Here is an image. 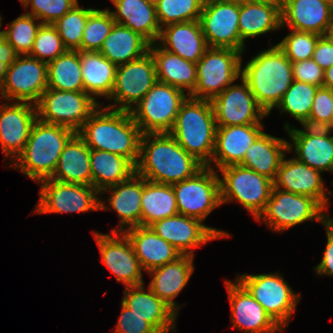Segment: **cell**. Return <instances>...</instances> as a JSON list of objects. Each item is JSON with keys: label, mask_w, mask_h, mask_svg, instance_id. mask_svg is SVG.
<instances>
[{"label": "cell", "mask_w": 333, "mask_h": 333, "mask_svg": "<svg viewBox=\"0 0 333 333\" xmlns=\"http://www.w3.org/2000/svg\"><path fill=\"white\" fill-rule=\"evenodd\" d=\"M202 167L169 132L142 135L136 173L146 180L173 185L192 177Z\"/></svg>", "instance_id": "obj_1"}, {"label": "cell", "mask_w": 333, "mask_h": 333, "mask_svg": "<svg viewBox=\"0 0 333 333\" xmlns=\"http://www.w3.org/2000/svg\"><path fill=\"white\" fill-rule=\"evenodd\" d=\"M101 107L102 104L85 121L77 134L90 149L121 155L136 166L143 133L129 111Z\"/></svg>", "instance_id": "obj_2"}, {"label": "cell", "mask_w": 333, "mask_h": 333, "mask_svg": "<svg viewBox=\"0 0 333 333\" xmlns=\"http://www.w3.org/2000/svg\"><path fill=\"white\" fill-rule=\"evenodd\" d=\"M241 78L269 115L293 82L292 62L276 44L251 58L241 69Z\"/></svg>", "instance_id": "obj_3"}, {"label": "cell", "mask_w": 333, "mask_h": 333, "mask_svg": "<svg viewBox=\"0 0 333 333\" xmlns=\"http://www.w3.org/2000/svg\"><path fill=\"white\" fill-rule=\"evenodd\" d=\"M217 125L210 100L188 97L180 106L169 133L203 166L211 165Z\"/></svg>", "instance_id": "obj_4"}, {"label": "cell", "mask_w": 333, "mask_h": 333, "mask_svg": "<svg viewBox=\"0 0 333 333\" xmlns=\"http://www.w3.org/2000/svg\"><path fill=\"white\" fill-rule=\"evenodd\" d=\"M75 133L66 126L47 124L37 119L22 153L10 167L15 166L37 182L50 178L65 144Z\"/></svg>", "instance_id": "obj_5"}, {"label": "cell", "mask_w": 333, "mask_h": 333, "mask_svg": "<svg viewBox=\"0 0 333 333\" xmlns=\"http://www.w3.org/2000/svg\"><path fill=\"white\" fill-rule=\"evenodd\" d=\"M241 51L209 47L196 63L197 82L188 97L212 100L241 77Z\"/></svg>", "instance_id": "obj_6"}, {"label": "cell", "mask_w": 333, "mask_h": 333, "mask_svg": "<svg viewBox=\"0 0 333 333\" xmlns=\"http://www.w3.org/2000/svg\"><path fill=\"white\" fill-rule=\"evenodd\" d=\"M187 97L183 90L157 81L130 114L143 134L169 132Z\"/></svg>", "instance_id": "obj_7"}, {"label": "cell", "mask_w": 333, "mask_h": 333, "mask_svg": "<svg viewBox=\"0 0 333 333\" xmlns=\"http://www.w3.org/2000/svg\"><path fill=\"white\" fill-rule=\"evenodd\" d=\"M221 203L237 200L255 219L264 211L273 188V181L240 165L219 169Z\"/></svg>", "instance_id": "obj_8"}, {"label": "cell", "mask_w": 333, "mask_h": 333, "mask_svg": "<svg viewBox=\"0 0 333 333\" xmlns=\"http://www.w3.org/2000/svg\"><path fill=\"white\" fill-rule=\"evenodd\" d=\"M326 210L312 197L272 188L264 211L256 219L273 231L283 232L305 221H319L324 224L330 217Z\"/></svg>", "instance_id": "obj_9"}, {"label": "cell", "mask_w": 333, "mask_h": 333, "mask_svg": "<svg viewBox=\"0 0 333 333\" xmlns=\"http://www.w3.org/2000/svg\"><path fill=\"white\" fill-rule=\"evenodd\" d=\"M100 106L84 91L48 89L36 104L38 120L47 124L62 125L77 132Z\"/></svg>", "instance_id": "obj_10"}, {"label": "cell", "mask_w": 333, "mask_h": 333, "mask_svg": "<svg viewBox=\"0 0 333 333\" xmlns=\"http://www.w3.org/2000/svg\"><path fill=\"white\" fill-rule=\"evenodd\" d=\"M36 214L76 213L109 210L92 186L64 183L50 178L41 180Z\"/></svg>", "instance_id": "obj_11"}, {"label": "cell", "mask_w": 333, "mask_h": 333, "mask_svg": "<svg viewBox=\"0 0 333 333\" xmlns=\"http://www.w3.org/2000/svg\"><path fill=\"white\" fill-rule=\"evenodd\" d=\"M236 279L282 329L290 323L300 295L292 291L279 273L243 274Z\"/></svg>", "instance_id": "obj_12"}, {"label": "cell", "mask_w": 333, "mask_h": 333, "mask_svg": "<svg viewBox=\"0 0 333 333\" xmlns=\"http://www.w3.org/2000/svg\"><path fill=\"white\" fill-rule=\"evenodd\" d=\"M178 213L201 221L222 205L220 178L211 166H203L192 177L172 185Z\"/></svg>", "instance_id": "obj_13"}, {"label": "cell", "mask_w": 333, "mask_h": 333, "mask_svg": "<svg viewBox=\"0 0 333 333\" xmlns=\"http://www.w3.org/2000/svg\"><path fill=\"white\" fill-rule=\"evenodd\" d=\"M156 82V66L150 51L138 59L118 65L109 97L114 100V104L106 107L130 112Z\"/></svg>", "instance_id": "obj_14"}, {"label": "cell", "mask_w": 333, "mask_h": 333, "mask_svg": "<svg viewBox=\"0 0 333 333\" xmlns=\"http://www.w3.org/2000/svg\"><path fill=\"white\" fill-rule=\"evenodd\" d=\"M48 88L47 63L29 55H17L0 88L2 100L36 105Z\"/></svg>", "instance_id": "obj_15"}, {"label": "cell", "mask_w": 333, "mask_h": 333, "mask_svg": "<svg viewBox=\"0 0 333 333\" xmlns=\"http://www.w3.org/2000/svg\"><path fill=\"white\" fill-rule=\"evenodd\" d=\"M158 236L178 249L182 255H194V249L208 241L231 237L225 231L206 226L202 221L179 213L149 226Z\"/></svg>", "instance_id": "obj_16"}, {"label": "cell", "mask_w": 333, "mask_h": 333, "mask_svg": "<svg viewBox=\"0 0 333 333\" xmlns=\"http://www.w3.org/2000/svg\"><path fill=\"white\" fill-rule=\"evenodd\" d=\"M241 80V85L232 84L211 100L217 127L262 124L268 115Z\"/></svg>", "instance_id": "obj_17"}, {"label": "cell", "mask_w": 333, "mask_h": 333, "mask_svg": "<svg viewBox=\"0 0 333 333\" xmlns=\"http://www.w3.org/2000/svg\"><path fill=\"white\" fill-rule=\"evenodd\" d=\"M240 5L205 0L200 24L208 47L240 51Z\"/></svg>", "instance_id": "obj_18"}, {"label": "cell", "mask_w": 333, "mask_h": 333, "mask_svg": "<svg viewBox=\"0 0 333 333\" xmlns=\"http://www.w3.org/2000/svg\"><path fill=\"white\" fill-rule=\"evenodd\" d=\"M98 244L102 263L125 287L144 284L142 267L128 237L123 232L102 234L93 232Z\"/></svg>", "instance_id": "obj_19"}, {"label": "cell", "mask_w": 333, "mask_h": 333, "mask_svg": "<svg viewBox=\"0 0 333 333\" xmlns=\"http://www.w3.org/2000/svg\"><path fill=\"white\" fill-rule=\"evenodd\" d=\"M37 119L36 105L27 102L0 104V146L4 158L11 156L15 161L22 153Z\"/></svg>", "instance_id": "obj_20"}, {"label": "cell", "mask_w": 333, "mask_h": 333, "mask_svg": "<svg viewBox=\"0 0 333 333\" xmlns=\"http://www.w3.org/2000/svg\"><path fill=\"white\" fill-rule=\"evenodd\" d=\"M304 130L290 127L288 123L284 128L291 142H288V151L294 146L295 158L313 169L333 172V135L326 128H312L302 125Z\"/></svg>", "instance_id": "obj_21"}, {"label": "cell", "mask_w": 333, "mask_h": 333, "mask_svg": "<svg viewBox=\"0 0 333 333\" xmlns=\"http://www.w3.org/2000/svg\"><path fill=\"white\" fill-rule=\"evenodd\" d=\"M225 284L231 305L232 328L242 330L245 333L282 331V328L237 279L234 283L225 280Z\"/></svg>", "instance_id": "obj_22"}, {"label": "cell", "mask_w": 333, "mask_h": 333, "mask_svg": "<svg viewBox=\"0 0 333 333\" xmlns=\"http://www.w3.org/2000/svg\"><path fill=\"white\" fill-rule=\"evenodd\" d=\"M321 171L311 168L296 158L281 161L273 187L285 192L310 196L315 199L326 211L329 205L328 195L325 191ZM332 193V194H331Z\"/></svg>", "instance_id": "obj_23"}, {"label": "cell", "mask_w": 333, "mask_h": 333, "mask_svg": "<svg viewBox=\"0 0 333 333\" xmlns=\"http://www.w3.org/2000/svg\"><path fill=\"white\" fill-rule=\"evenodd\" d=\"M332 13L328 0H281L282 27L291 30L326 35Z\"/></svg>", "instance_id": "obj_24"}, {"label": "cell", "mask_w": 333, "mask_h": 333, "mask_svg": "<svg viewBox=\"0 0 333 333\" xmlns=\"http://www.w3.org/2000/svg\"><path fill=\"white\" fill-rule=\"evenodd\" d=\"M263 127V124L217 127L211 160V163L215 162V170L218 171L229 165H238L247 148L263 132Z\"/></svg>", "instance_id": "obj_25"}, {"label": "cell", "mask_w": 333, "mask_h": 333, "mask_svg": "<svg viewBox=\"0 0 333 333\" xmlns=\"http://www.w3.org/2000/svg\"><path fill=\"white\" fill-rule=\"evenodd\" d=\"M123 233L128 237L142 269L147 272L182 256L178 249L150 227L135 226L125 229Z\"/></svg>", "instance_id": "obj_26"}, {"label": "cell", "mask_w": 333, "mask_h": 333, "mask_svg": "<svg viewBox=\"0 0 333 333\" xmlns=\"http://www.w3.org/2000/svg\"><path fill=\"white\" fill-rule=\"evenodd\" d=\"M143 285L125 287L122 303L145 318L159 333L174 331L178 314L150 288L146 292Z\"/></svg>", "instance_id": "obj_27"}, {"label": "cell", "mask_w": 333, "mask_h": 333, "mask_svg": "<svg viewBox=\"0 0 333 333\" xmlns=\"http://www.w3.org/2000/svg\"><path fill=\"white\" fill-rule=\"evenodd\" d=\"M161 28L159 45L185 60L197 63L209 48L200 21L173 23Z\"/></svg>", "instance_id": "obj_28"}, {"label": "cell", "mask_w": 333, "mask_h": 333, "mask_svg": "<svg viewBox=\"0 0 333 333\" xmlns=\"http://www.w3.org/2000/svg\"><path fill=\"white\" fill-rule=\"evenodd\" d=\"M193 272V256L182 255L176 261L148 271L152 277L149 288L178 314L180 306L174 298L184 289Z\"/></svg>", "instance_id": "obj_29"}, {"label": "cell", "mask_w": 333, "mask_h": 333, "mask_svg": "<svg viewBox=\"0 0 333 333\" xmlns=\"http://www.w3.org/2000/svg\"><path fill=\"white\" fill-rule=\"evenodd\" d=\"M281 27V1H249L240 5V51L244 52L247 38H255Z\"/></svg>", "instance_id": "obj_30"}, {"label": "cell", "mask_w": 333, "mask_h": 333, "mask_svg": "<svg viewBox=\"0 0 333 333\" xmlns=\"http://www.w3.org/2000/svg\"><path fill=\"white\" fill-rule=\"evenodd\" d=\"M107 191L112 193L108 198V203L121 220L119 228L112 229V232H123L125 229L141 226L143 177L134 173L129 179L106 188L101 193Z\"/></svg>", "instance_id": "obj_31"}, {"label": "cell", "mask_w": 333, "mask_h": 333, "mask_svg": "<svg viewBox=\"0 0 333 333\" xmlns=\"http://www.w3.org/2000/svg\"><path fill=\"white\" fill-rule=\"evenodd\" d=\"M90 153L91 149L76 132L65 144L50 179L92 186Z\"/></svg>", "instance_id": "obj_32"}, {"label": "cell", "mask_w": 333, "mask_h": 333, "mask_svg": "<svg viewBox=\"0 0 333 333\" xmlns=\"http://www.w3.org/2000/svg\"><path fill=\"white\" fill-rule=\"evenodd\" d=\"M286 151L288 152L287 140L262 132L247 148L238 165L274 181Z\"/></svg>", "instance_id": "obj_33"}, {"label": "cell", "mask_w": 333, "mask_h": 333, "mask_svg": "<svg viewBox=\"0 0 333 333\" xmlns=\"http://www.w3.org/2000/svg\"><path fill=\"white\" fill-rule=\"evenodd\" d=\"M116 11H111L117 24L139 33L150 44L160 37L161 27L156 15V7L146 0H111Z\"/></svg>", "instance_id": "obj_34"}, {"label": "cell", "mask_w": 333, "mask_h": 333, "mask_svg": "<svg viewBox=\"0 0 333 333\" xmlns=\"http://www.w3.org/2000/svg\"><path fill=\"white\" fill-rule=\"evenodd\" d=\"M149 51L155 61L157 81L183 91L186 89L187 95L194 90L197 82L196 63L163 49L157 42L149 45Z\"/></svg>", "instance_id": "obj_35"}, {"label": "cell", "mask_w": 333, "mask_h": 333, "mask_svg": "<svg viewBox=\"0 0 333 333\" xmlns=\"http://www.w3.org/2000/svg\"><path fill=\"white\" fill-rule=\"evenodd\" d=\"M84 92L94 100L97 96H105L109 100L115 83L117 65L111 63L99 51L78 50Z\"/></svg>", "instance_id": "obj_36"}, {"label": "cell", "mask_w": 333, "mask_h": 333, "mask_svg": "<svg viewBox=\"0 0 333 333\" xmlns=\"http://www.w3.org/2000/svg\"><path fill=\"white\" fill-rule=\"evenodd\" d=\"M149 45L139 33L115 23L99 52L118 66L142 57L149 51Z\"/></svg>", "instance_id": "obj_37"}, {"label": "cell", "mask_w": 333, "mask_h": 333, "mask_svg": "<svg viewBox=\"0 0 333 333\" xmlns=\"http://www.w3.org/2000/svg\"><path fill=\"white\" fill-rule=\"evenodd\" d=\"M92 187L101 192L136 173V166L127 158L107 151L91 149Z\"/></svg>", "instance_id": "obj_38"}, {"label": "cell", "mask_w": 333, "mask_h": 333, "mask_svg": "<svg viewBox=\"0 0 333 333\" xmlns=\"http://www.w3.org/2000/svg\"><path fill=\"white\" fill-rule=\"evenodd\" d=\"M178 214L172 185L156 183L143 178L141 197V226L149 227L154 222Z\"/></svg>", "instance_id": "obj_39"}, {"label": "cell", "mask_w": 333, "mask_h": 333, "mask_svg": "<svg viewBox=\"0 0 333 333\" xmlns=\"http://www.w3.org/2000/svg\"><path fill=\"white\" fill-rule=\"evenodd\" d=\"M48 89L84 91L78 50H67L47 63Z\"/></svg>", "instance_id": "obj_40"}, {"label": "cell", "mask_w": 333, "mask_h": 333, "mask_svg": "<svg viewBox=\"0 0 333 333\" xmlns=\"http://www.w3.org/2000/svg\"><path fill=\"white\" fill-rule=\"evenodd\" d=\"M318 86L293 80L276 108L286 112L303 125L310 117L311 108Z\"/></svg>", "instance_id": "obj_41"}, {"label": "cell", "mask_w": 333, "mask_h": 333, "mask_svg": "<svg viewBox=\"0 0 333 333\" xmlns=\"http://www.w3.org/2000/svg\"><path fill=\"white\" fill-rule=\"evenodd\" d=\"M205 0H160L156 15L161 28L173 23L200 20Z\"/></svg>", "instance_id": "obj_42"}, {"label": "cell", "mask_w": 333, "mask_h": 333, "mask_svg": "<svg viewBox=\"0 0 333 333\" xmlns=\"http://www.w3.org/2000/svg\"><path fill=\"white\" fill-rule=\"evenodd\" d=\"M93 8H81L77 3L52 25L67 50H81V39L89 13Z\"/></svg>", "instance_id": "obj_43"}, {"label": "cell", "mask_w": 333, "mask_h": 333, "mask_svg": "<svg viewBox=\"0 0 333 333\" xmlns=\"http://www.w3.org/2000/svg\"><path fill=\"white\" fill-rule=\"evenodd\" d=\"M41 24L33 15L25 13L13 20L7 30H2V36L12 45L17 55H29Z\"/></svg>", "instance_id": "obj_44"}, {"label": "cell", "mask_w": 333, "mask_h": 333, "mask_svg": "<svg viewBox=\"0 0 333 333\" xmlns=\"http://www.w3.org/2000/svg\"><path fill=\"white\" fill-rule=\"evenodd\" d=\"M115 23L110 10L93 9L85 24L81 50L99 51Z\"/></svg>", "instance_id": "obj_45"}, {"label": "cell", "mask_w": 333, "mask_h": 333, "mask_svg": "<svg viewBox=\"0 0 333 333\" xmlns=\"http://www.w3.org/2000/svg\"><path fill=\"white\" fill-rule=\"evenodd\" d=\"M66 51L67 48L64 46L55 27L52 24H41L37 30L29 56L49 63Z\"/></svg>", "instance_id": "obj_46"}, {"label": "cell", "mask_w": 333, "mask_h": 333, "mask_svg": "<svg viewBox=\"0 0 333 333\" xmlns=\"http://www.w3.org/2000/svg\"><path fill=\"white\" fill-rule=\"evenodd\" d=\"M319 37L315 33L292 30L277 45L291 62L309 60Z\"/></svg>", "instance_id": "obj_47"}, {"label": "cell", "mask_w": 333, "mask_h": 333, "mask_svg": "<svg viewBox=\"0 0 333 333\" xmlns=\"http://www.w3.org/2000/svg\"><path fill=\"white\" fill-rule=\"evenodd\" d=\"M26 9L31 3L32 12L26 14L33 15L36 19L41 20L42 24H53L61 18L78 0H20Z\"/></svg>", "instance_id": "obj_48"}, {"label": "cell", "mask_w": 333, "mask_h": 333, "mask_svg": "<svg viewBox=\"0 0 333 333\" xmlns=\"http://www.w3.org/2000/svg\"><path fill=\"white\" fill-rule=\"evenodd\" d=\"M333 91L327 87H318L309 119L303 124L312 128H325L332 117Z\"/></svg>", "instance_id": "obj_49"}, {"label": "cell", "mask_w": 333, "mask_h": 333, "mask_svg": "<svg viewBox=\"0 0 333 333\" xmlns=\"http://www.w3.org/2000/svg\"><path fill=\"white\" fill-rule=\"evenodd\" d=\"M122 311L114 333H159L145 318L122 303Z\"/></svg>", "instance_id": "obj_50"}, {"label": "cell", "mask_w": 333, "mask_h": 333, "mask_svg": "<svg viewBox=\"0 0 333 333\" xmlns=\"http://www.w3.org/2000/svg\"><path fill=\"white\" fill-rule=\"evenodd\" d=\"M293 80L322 87L324 70L313 60L292 62Z\"/></svg>", "instance_id": "obj_51"}, {"label": "cell", "mask_w": 333, "mask_h": 333, "mask_svg": "<svg viewBox=\"0 0 333 333\" xmlns=\"http://www.w3.org/2000/svg\"><path fill=\"white\" fill-rule=\"evenodd\" d=\"M326 228L327 243L321 262L315 267L317 275L333 276V218L323 224Z\"/></svg>", "instance_id": "obj_52"}, {"label": "cell", "mask_w": 333, "mask_h": 333, "mask_svg": "<svg viewBox=\"0 0 333 333\" xmlns=\"http://www.w3.org/2000/svg\"><path fill=\"white\" fill-rule=\"evenodd\" d=\"M312 59L326 70L333 65V40L327 35L320 36L315 45Z\"/></svg>", "instance_id": "obj_53"}, {"label": "cell", "mask_w": 333, "mask_h": 333, "mask_svg": "<svg viewBox=\"0 0 333 333\" xmlns=\"http://www.w3.org/2000/svg\"><path fill=\"white\" fill-rule=\"evenodd\" d=\"M17 54L12 45L0 35V88L4 82L8 66L14 62Z\"/></svg>", "instance_id": "obj_54"}, {"label": "cell", "mask_w": 333, "mask_h": 333, "mask_svg": "<svg viewBox=\"0 0 333 333\" xmlns=\"http://www.w3.org/2000/svg\"><path fill=\"white\" fill-rule=\"evenodd\" d=\"M324 87L330 88L333 91V65L324 70Z\"/></svg>", "instance_id": "obj_55"}, {"label": "cell", "mask_w": 333, "mask_h": 333, "mask_svg": "<svg viewBox=\"0 0 333 333\" xmlns=\"http://www.w3.org/2000/svg\"><path fill=\"white\" fill-rule=\"evenodd\" d=\"M218 1L236 4V5H243L248 2V0H218Z\"/></svg>", "instance_id": "obj_56"}, {"label": "cell", "mask_w": 333, "mask_h": 333, "mask_svg": "<svg viewBox=\"0 0 333 333\" xmlns=\"http://www.w3.org/2000/svg\"><path fill=\"white\" fill-rule=\"evenodd\" d=\"M330 39L333 40V13H332V16H331V21H330V25H329V29H328V32L326 34Z\"/></svg>", "instance_id": "obj_57"}, {"label": "cell", "mask_w": 333, "mask_h": 333, "mask_svg": "<svg viewBox=\"0 0 333 333\" xmlns=\"http://www.w3.org/2000/svg\"><path fill=\"white\" fill-rule=\"evenodd\" d=\"M327 130H329V131H333V110H332V117H331V119H330V122H329V124L325 127Z\"/></svg>", "instance_id": "obj_58"}, {"label": "cell", "mask_w": 333, "mask_h": 333, "mask_svg": "<svg viewBox=\"0 0 333 333\" xmlns=\"http://www.w3.org/2000/svg\"><path fill=\"white\" fill-rule=\"evenodd\" d=\"M149 4L156 6L160 0H146Z\"/></svg>", "instance_id": "obj_59"}, {"label": "cell", "mask_w": 333, "mask_h": 333, "mask_svg": "<svg viewBox=\"0 0 333 333\" xmlns=\"http://www.w3.org/2000/svg\"><path fill=\"white\" fill-rule=\"evenodd\" d=\"M249 1L265 2V1H281V0H248V2Z\"/></svg>", "instance_id": "obj_60"}, {"label": "cell", "mask_w": 333, "mask_h": 333, "mask_svg": "<svg viewBox=\"0 0 333 333\" xmlns=\"http://www.w3.org/2000/svg\"><path fill=\"white\" fill-rule=\"evenodd\" d=\"M2 16L0 15V28H1V26H2ZM0 35H2V31H0Z\"/></svg>", "instance_id": "obj_61"}]
</instances>
